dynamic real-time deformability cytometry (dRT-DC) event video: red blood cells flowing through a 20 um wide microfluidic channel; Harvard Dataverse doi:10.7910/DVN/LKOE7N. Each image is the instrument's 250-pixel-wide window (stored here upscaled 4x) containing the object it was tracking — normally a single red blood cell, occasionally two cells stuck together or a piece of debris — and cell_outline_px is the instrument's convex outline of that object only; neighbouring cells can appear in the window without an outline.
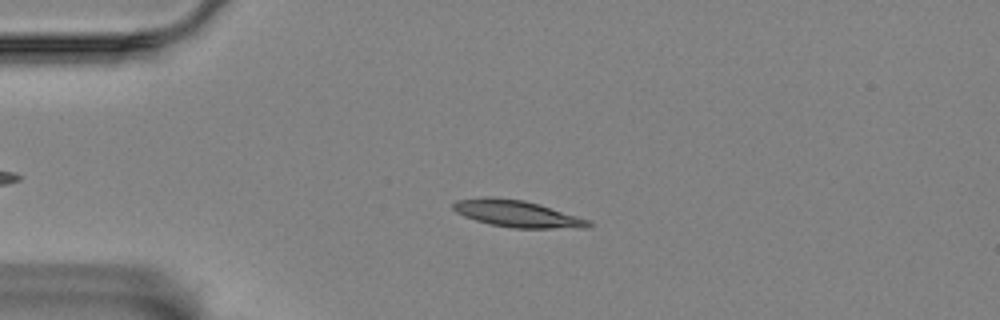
{"species": "Egyptian fruit bat (a non-hibernating species)", "species_latin": "Rousettus aegyptiacus", "temperature_condition": "room temperature", "stored_images_in_passage": 41, "camera_frame_rate_fps": 3000, "um_per_image_px": 0.085, "animal": {"sex": "female"}, "frame": {"image": 1, "passage_image": 4, "time_ms": 1.0, "image_size_px": [1000, 320], "cell_outline_px": [[592, 224], [588, 228], [512, 228], [488, 224], [464, 216], [456, 212], [452, 208], [452, 204], [456, 200], [488, 196], [524, 200], [540, 204], [592, 220]], "centroid_in_image_um": [43.98, 18.17], "position_along_channel_um": 41.0, "area_um2": 21.39}}
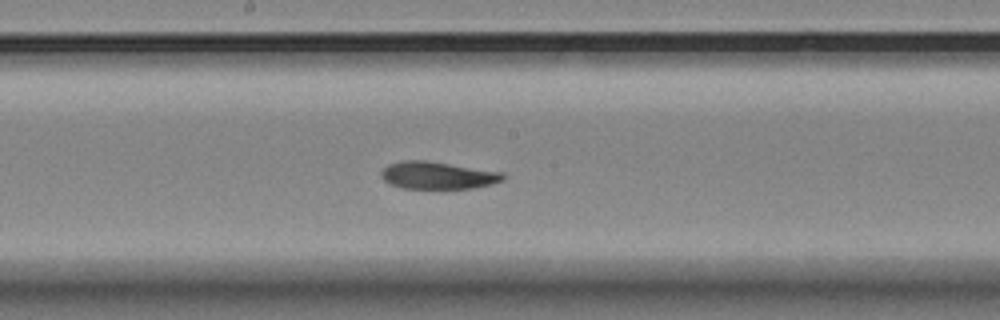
{"frame": {"image": 2, "passage_image": 21, "time_ms": 6.667, "image_size_px": [1000, 320], "cell_outline_px": [[504, 180], [492, 184], [472, 188], [400, 188], [388, 184], [380, 176], [380, 172], [388, 164], [404, 160], [424, 160], [504, 172]], "centroid_in_image_um": [37.18, 14.9], "position_along_channel_um": 211.0, "area_um2": 19.48}}
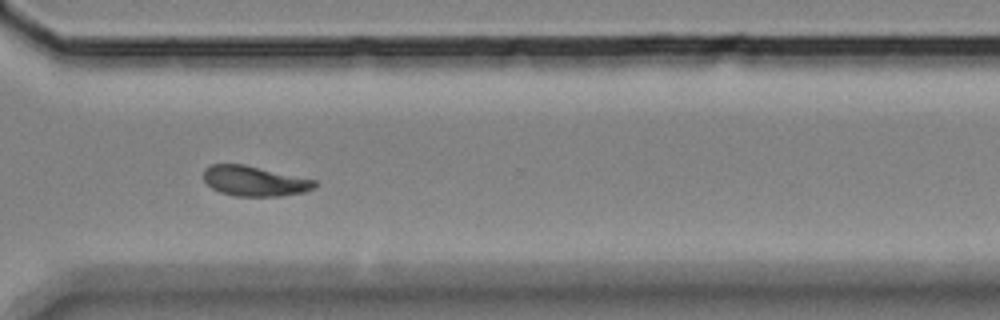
{"frame": {"image": 3, "passage_image": 33, "time_ms": 10.667, "image_size_px": [1000, 320], "cell_outline_px": [[316, 188], [304, 192], [280, 196], [236, 196], [220, 192], [212, 188], [204, 180], [204, 168], [212, 164], [244, 164], [316, 180]], "centroid_in_image_um": [21.64, 15.39], "position_along_channel_um": 349.0, "area_um2": 19.48}, "authors_computed_cell_mechanics": {"area_um2": 19.7676, "velocity_mm_per_s": 3.4595, "shape_relaxation_time_tau1_ms": 4.9423, "shape_relaxation_time_tau2_ms": 2.7278, "deformation_change_tau1": 0.1565, "deformation_change_tau2": 0.0906}}